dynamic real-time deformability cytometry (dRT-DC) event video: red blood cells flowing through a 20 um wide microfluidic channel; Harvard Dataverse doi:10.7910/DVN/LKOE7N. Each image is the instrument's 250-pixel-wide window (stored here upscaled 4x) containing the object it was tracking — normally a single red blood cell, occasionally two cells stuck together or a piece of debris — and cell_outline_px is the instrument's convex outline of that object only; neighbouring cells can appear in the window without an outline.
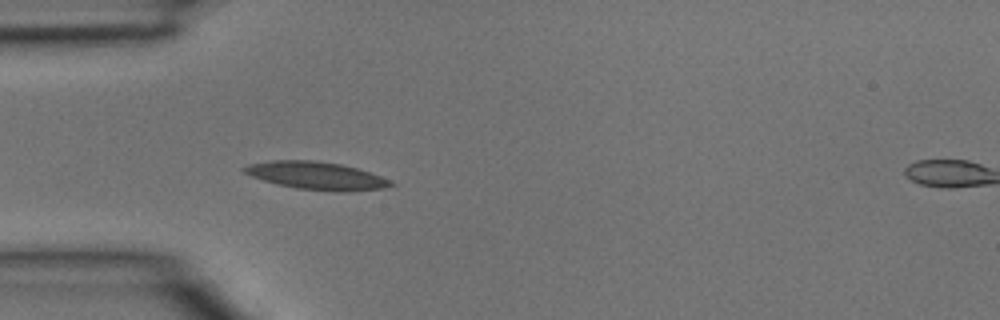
{"species": "common noctule bat (a hibernating species)", "species_latin": "Nyctalus noctula", "temperature_condition": "room temperature", "stored_images_in_passage": 5, "camera_frame_rate_fps": 3000, "um_per_image_px": 0.085, "animal": {"sex": "male", "body_mass_g": 15.6}, "frame": {"image": 1, "passage_image": 4, "time_ms": 1.0, "image_size_px": [1000, 320], "cell_outline_px": [[396, 184], [384, 188], [348, 192], [340, 192], [296, 188], [276, 184], [252, 176], [244, 172], [240, 168], [248, 164], [272, 160], [312, 160], [340, 164], [356, 168], [392, 180]], "centroid_in_image_um": [26.9, 14.94], "position_along_channel_um": 58.1, "area_um2": 23.7}}